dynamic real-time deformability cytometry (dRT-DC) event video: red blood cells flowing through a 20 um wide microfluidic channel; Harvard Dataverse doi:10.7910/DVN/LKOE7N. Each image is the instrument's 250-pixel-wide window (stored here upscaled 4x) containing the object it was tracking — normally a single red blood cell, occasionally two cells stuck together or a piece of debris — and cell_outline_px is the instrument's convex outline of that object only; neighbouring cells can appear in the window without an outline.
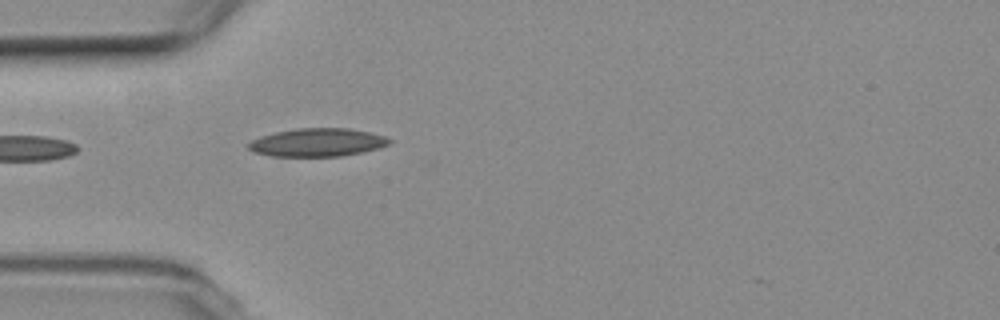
{"species": "common noctule bat (a hibernating species)", "species_latin": "Nyctalus noctula", "temperature_condition": "room temperature", "stored_images_in_passage": 3, "camera_frame_rate_fps": 3000, "um_per_image_px": 0.085, "animal": {"sex": "female", "body_mass_g": 19.3, "forearm_length_mm": 54.1}, "frame": {"image": 1, "passage_image": 3, "time_ms": 2.333, "image_size_px": [1000, 320], "cell_outline_px": [[392, 140], [388, 144], [376, 148], [360, 152], [340, 156], [272, 156], [252, 152], [248, 148], [248, 144], [252, 140], [260, 136], [276, 132], [296, 128], [348, 128], [368, 132], [384, 136]], "centroid_in_image_um": [26.93, 12.1], "position_along_channel_um": 58.1, "area_um2": 22.89}}